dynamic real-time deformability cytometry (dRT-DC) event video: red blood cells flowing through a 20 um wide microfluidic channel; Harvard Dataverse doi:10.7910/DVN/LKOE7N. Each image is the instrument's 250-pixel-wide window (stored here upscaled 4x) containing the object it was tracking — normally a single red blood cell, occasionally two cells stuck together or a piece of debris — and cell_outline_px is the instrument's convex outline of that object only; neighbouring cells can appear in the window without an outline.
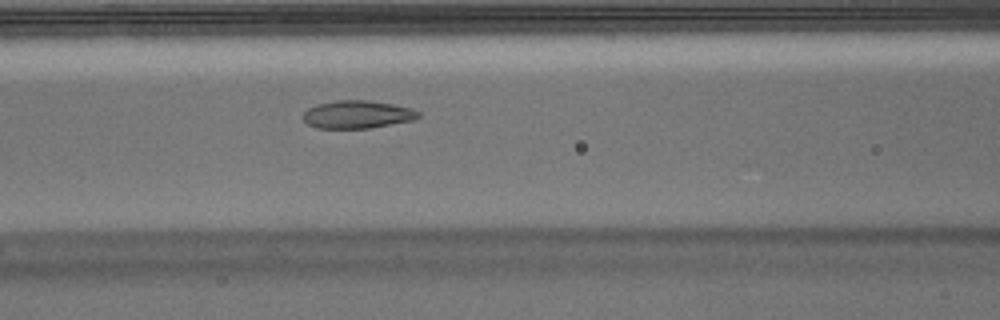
{"species": "Egyptian fruit bat (a non-hibernating species)", "species_latin": "Rousettus aegyptiacus", "temperature_condition": "warm", "stored_images_in_passage": 51, "camera_frame_rate_fps": 3000, "um_per_image_px": 0.085, "animal": {"sex": "male"}, "frame": {"image": 1, "passage_image": 19, "time_ms": 6.0, "image_size_px": [1000, 320], "cell_outline_px": [[420, 116], [412, 120], [368, 128], [316, 128], [308, 124], [300, 116], [308, 108], [316, 104], [336, 100], [368, 100], [392, 104], [412, 108], [420, 112]], "centroid_in_image_um": [30.33, 9.72], "position_along_channel_um": 136.3, "area_um2": 18.73}}
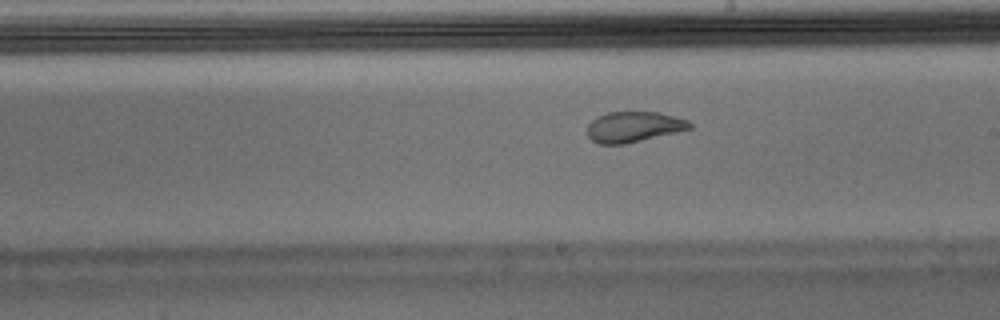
{"frame": {"image": 2, "passage_image": 27, "time_ms": 8.667, "image_size_px": [1000, 320], "cell_outline_px": [[692, 128], [676, 132], [624, 144], [600, 144], [592, 140], [588, 136], [588, 124], [596, 116], [608, 112], [660, 112], [688, 120], [692, 124]], "centroid_in_image_um": [53.86, 10.77], "position_along_channel_um": 235.1, "area_um2": 18.15}}
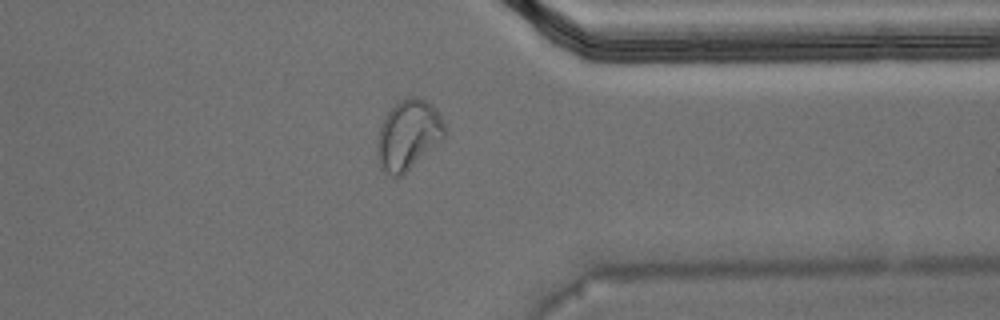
{"frame": {"image": 3, "passage_image": 39, "time_ms": 12.667, "image_size_px": [1000, 320], "cell_outline_px": [[444, 136], [400, 176], [392, 176], [384, 172], [376, 156], [376, 144], [380, 128], [388, 112], [400, 100], [408, 96], [416, 96], [432, 104], [436, 108], [444, 124]], "centroid_in_image_um": [34.66, 11.43], "position_along_channel_um": 376.7, "area_um2": 26.7}, "authors_computed_cell_mechanics": {"area_um2": 19.9988, "velocity_mm_per_s": 3.71, "shape_relaxation_time_tau1_ms": null, "shape_relaxation_time_tau2_ms": 1.1852, "deformation_change_tau1": null, "deformation_change_tau2": 0.0696}}